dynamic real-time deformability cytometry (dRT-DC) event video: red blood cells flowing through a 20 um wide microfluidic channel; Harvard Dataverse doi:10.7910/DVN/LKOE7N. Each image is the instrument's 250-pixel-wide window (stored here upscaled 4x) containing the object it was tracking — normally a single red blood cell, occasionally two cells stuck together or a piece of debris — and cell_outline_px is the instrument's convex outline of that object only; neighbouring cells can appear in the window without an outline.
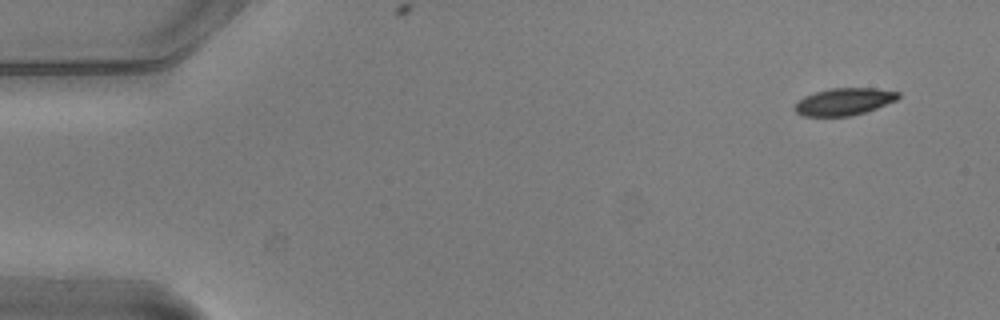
{"species": "common noctule bat (a hibernating species)", "species_latin": "Nyctalus noctula", "temperature_condition": "warm", "stored_images_in_passage": 4, "camera_frame_rate_fps": 3000, "um_per_image_px": 0.085, "animal": {"sex": "male", "body_mass_g": 20.5, "forearm_length_mm": 52.5}, "frame": {"image": 1, "passage_image": 1, "time_ms": 0.0, "image_size_px": [1000, 320], "cell_outline_px": [[900, 96], [896, 100], [876, 108], [864, 112], [848, 116], [804, 116], [796, 112], [792, 108], [804, 96], [816, 92], [832, 88], [876, 88], [900, 92]], "centroid_in_image_um": [71.75, 8.63], "position_along_channel_um": 13.3, "area_um2": 16.24}}
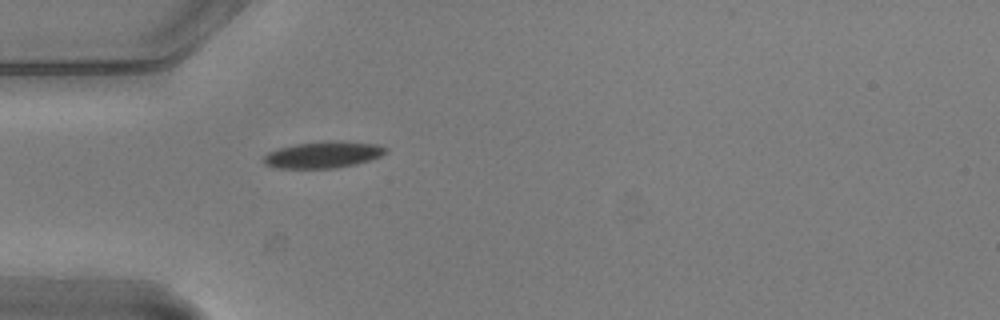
{"frame": {"image": 2, "passage_image": 4, "time_ms": 1.0, "image_size_px": [1000, 320], "cell_outline_px": [[388, 152], [380, 156], [356, 164], [336, 168], [276, 168], [264, 164], [264, 156], [268, 152], [276, 148], [296, 144], [328, 140], [340, 140], [376, 144], [388, 148]], "centroid_in_image_um": [27.47, 13.14], "position_along_channel_um": 57.5, "area_um2": 19.07}}